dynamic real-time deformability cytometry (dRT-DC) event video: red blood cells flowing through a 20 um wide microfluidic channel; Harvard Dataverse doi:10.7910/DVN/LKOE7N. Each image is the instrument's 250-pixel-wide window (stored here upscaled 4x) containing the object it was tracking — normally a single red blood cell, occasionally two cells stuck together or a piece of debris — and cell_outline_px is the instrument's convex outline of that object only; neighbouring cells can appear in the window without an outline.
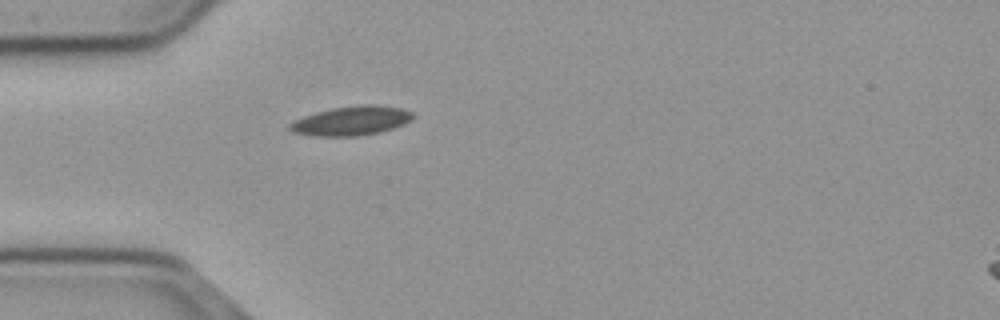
{"species": "common noctule bat (a hibernating species)", "species_latin": "Nyctalus noctula", "temperature_condition": "cold", "stored_images_in_passage": 33, "camera_frame_rate_fps": 3000, "um_per_image_px": 0.085, "animal": {"sex": "male", "body_mass_g": 23.1, "forearm_length_mm": 52.7}, "frame": {"image": 1, "passage_image": 1, "time_ms": 0.0, "image_size_px": [1000, 320], "cell_outline_px": [[412, 120], [404, 124], [380, 132], [356, 136], [316, 136], [292, 132], [288, 128], [288, 124], [304, 116], [316, 112], [332, 108], [364, 104], [376, 104], [400, 108], [412, 112]], "centroid_in_image_um": [29.86, 10.26], "position_along_channel_um": 55.1, "area_um2": 20.87}}
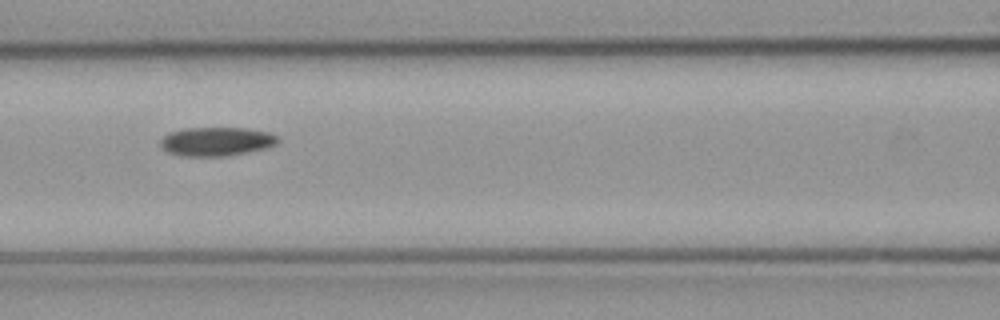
{"frame": {"image": 2, "passage_image": 9, "time_ms": 2.667, "image_size_px": [1000, 320], "cell_outline_px": [[280, 140], [276, 144], [264, 148], [228, 156], [180, 156], [168, 152], [160, 144], [160, 140], [168, 132], [184, 128], [244, 128], [268, 132], [276, 136]], "centroid_in_image_um": [18.36, 12.02], "position_along_channel_um": 148.2, "area_um2": 19.65}}
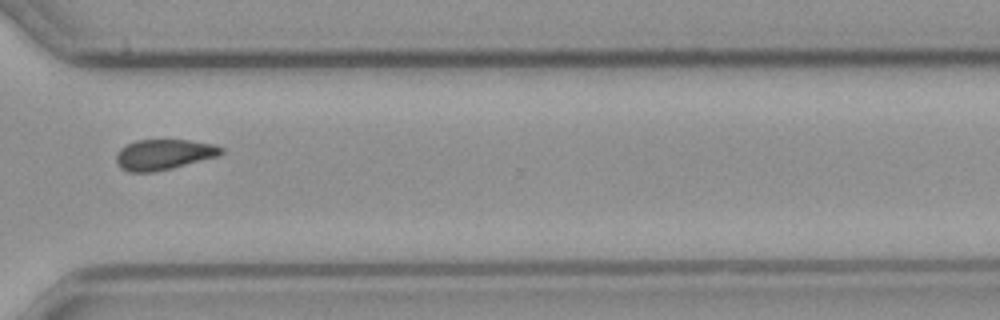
{"frame": {"image": 3, "passage_image": 26, "time_ms": 8.333, "image_size_px": [1000, 320], "cell_outline_px": [[224, 152], [216, 156], [152, 172], [128, 172], [120, 168], [116, 164], [116, 152], [120, 148], [136, 140], [188, 140], [216, 144], [224, 148]], "centroid_in_image_um": [13.87, 13.12], "position_along_channel_um": 356.7, "area_um2": 18.44}}